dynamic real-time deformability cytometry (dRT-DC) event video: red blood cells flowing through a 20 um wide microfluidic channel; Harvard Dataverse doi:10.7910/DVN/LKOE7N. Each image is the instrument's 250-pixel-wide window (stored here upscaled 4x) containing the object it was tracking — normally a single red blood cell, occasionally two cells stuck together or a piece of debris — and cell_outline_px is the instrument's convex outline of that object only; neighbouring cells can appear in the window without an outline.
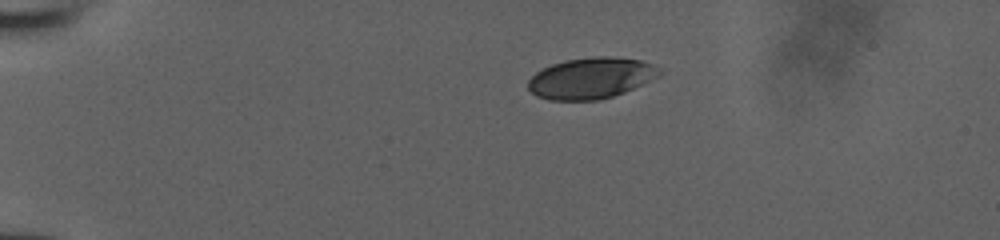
{"species": "human", "species_latin": "Homo sapiens", "temperature_condition": "room temperature", "stored_images_in_passage": 41, "camera_frame_rate_fps": 3000, "um_per_image_px": 0.085, "donor": {"sex": "male"}, "frame": {"image": 1, "passage_image": 1, "time_ms": 0.0, "image_size_px": [1000, 240], "cell_outline_px": [[664, 72], [660, 76], [624, 92], [612, 96], [596, 100], [548, 100], [536, 96], [528, 88], [528, 80], [536, 72], [552, 64], [564, 60], [592, 56], [608, 56], [640, 60], [652, 64], [660, 68]], "centroid_in_image_um": [50.24, 6.63], "position_along_channel_um": 34.8, "area_um2": 31.5}}
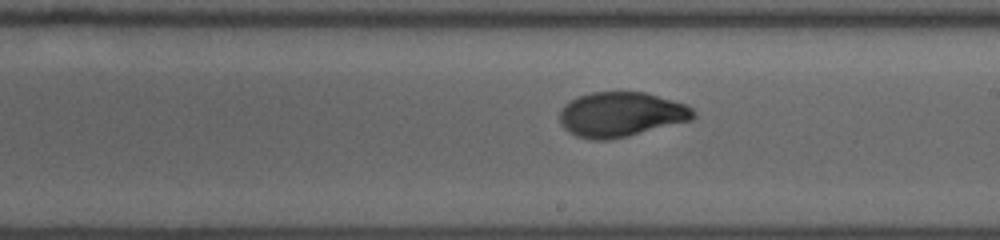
{"frame": {"image": 2, "passage_image": 21, "time_ms": 6.667, "image_size_px": [1000, 240], "cell_outline_px": [[696, 116], [692, 120], [628, 136], [608, 140], [592, 140], [576, 136], [568, 132], [560, 124], [560, 108], [564, 104], [580, 96], [592, 92], [644, 92], [688, 104], [696, 112]], "centroid_in_image_um": [52.8, 9.73], "position_along_channel_um": 236.2, "area_um2": 35.08}}
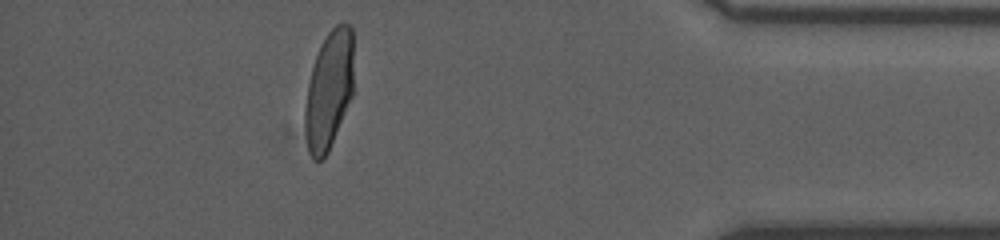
{"frame": {"image": 3, "passage_image": 36, "time_ms": 11.667, "image_size_px": [1000, 240], "cell_outline_px": [[352, 96], [328, 152], [320, 160], [316, 160], [312, 156], [308, 148], [304, 128], [304, 108], [308, 84], [312, 68], [320, 44], [328, 32], [336, 24], [348, 24], [352, 28]], "centroid_in_image_um": [27.94, 7.65], "position_along_channel_um": 407.3, "area_um2": 33.23}}